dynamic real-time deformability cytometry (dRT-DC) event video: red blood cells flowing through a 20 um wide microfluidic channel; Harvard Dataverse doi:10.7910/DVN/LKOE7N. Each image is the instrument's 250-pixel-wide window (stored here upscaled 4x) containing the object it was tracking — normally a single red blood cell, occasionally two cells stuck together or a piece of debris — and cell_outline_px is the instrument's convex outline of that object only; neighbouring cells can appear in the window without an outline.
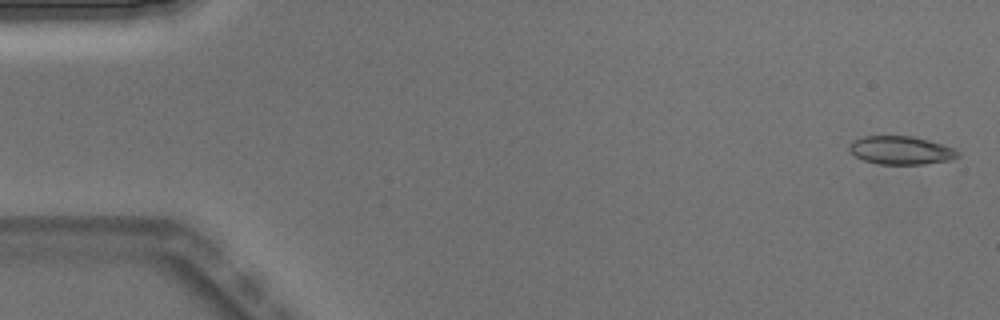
{"species": "Egyptian fruit bat (a non-hibernating species)", "species_latin": "Rousettus aegyptiacus", "temperature_condition": "warm", "stored_images_in_passage": 4, "camera_frame_rate_fps": 3000, "um_per_image_px": 0.085, "animal": {"sex": "male"}, "frame": {"image": 1, "passage_image": 1, "time_ms": 0.0, "image_size_px": [1000, 320], "cell_outline_px": [[960, 156], [948, 160], [924, 164], [876, 164], [864, 160], [856, 156], [848, 148], [852, 140], [864, 136], [912, 136], [928, 140], [952, 148], [960, 152]], "centroid_in_image_um": [76.56, 12.77], "position_along_channel_um": 8.4, "area_um2": 17.74}}
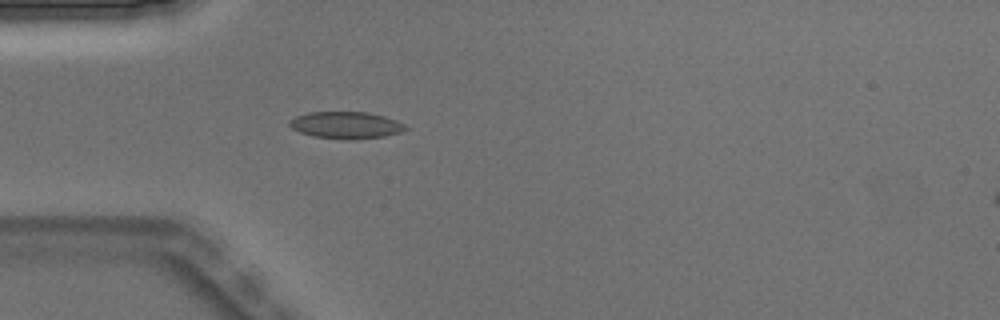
{"frame": {"image": 2, "passage_image": 4, "time_ms": 1.0, "image_size_px": [1000, 320], "cell_outline_px": [[408, 128], [400, 132], [384, 136], [352, 140], [344, 140], [312, 136], [300, 132], [292, 128], [288, 124], [288, 120], [296, 116], [308, 112], [368, 112], [384, 116], [396, 120], [404, 124]], "centroid_in_image_um": [29.38, 10.64], "position_along_channel_um": 55.6, "area_um2": 18.32}}